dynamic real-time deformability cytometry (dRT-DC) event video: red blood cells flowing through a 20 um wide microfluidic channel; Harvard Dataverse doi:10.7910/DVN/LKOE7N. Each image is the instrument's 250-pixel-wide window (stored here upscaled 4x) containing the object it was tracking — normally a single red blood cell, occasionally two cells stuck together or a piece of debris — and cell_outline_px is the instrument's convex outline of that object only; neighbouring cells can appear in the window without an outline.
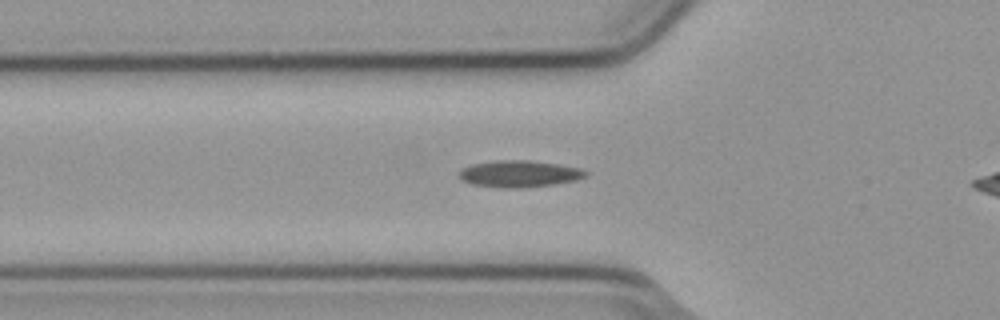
{"species": "common noctule bat (a hibernating species)", "species_latin": "Nyctalus noctula", "temperature_condition": "cold", "stored_images_in_passage": 31, "camera_frame_rate_fps": 3000, "um_per_image_px": 0.085, "animal": {"sex": "male", "body_mass_g": 23.1, "forearm_length_mm": 52.7}, "frame": {"image": 1, "passage_image": 2, "time_ms": 0.333, "image_size_px": [1000, 320], "cell_outline_px": [[588, 176], [576, 180], [552, 184], [524, 188], [504, 188], [472, 184], [464, 180], [456, 172], [460, 168], [472, 164], [496, 160], [528, 160], [556, 164], [580, 168], [588, 172]], "centroid_in_image_um": [44.12, 14.77], "position_along_channel_um": 81.7, "area_um2": 19.71}}
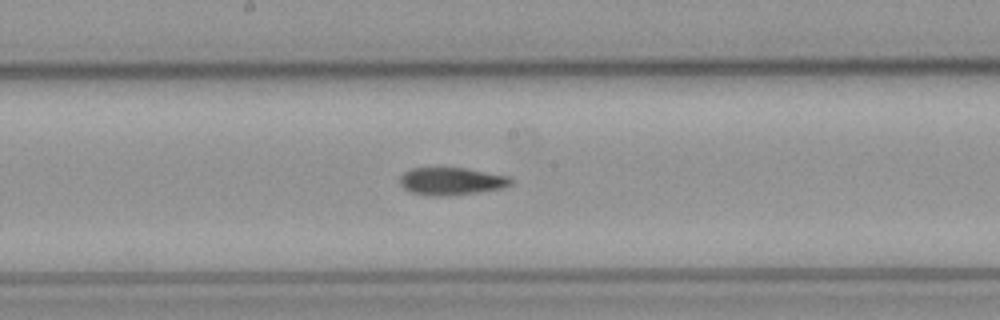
{"frame": {"image": 2, "passage_image": 12, "time_ms": 3.667, "image_size_px": [1000, 320], "cell_outline_px": [[512, 184], [504, 188], [448, 196], [432, 196], [412, 192], [404, 188], [400, 184], [400, 176], [404, 172], [412, 168], [464, 168], [508, 176], [512, 180]], "centroid_in_image_um": [38.36, 15.41], "position_along_channel_um": 209.8, "area_um2": 17.69}}
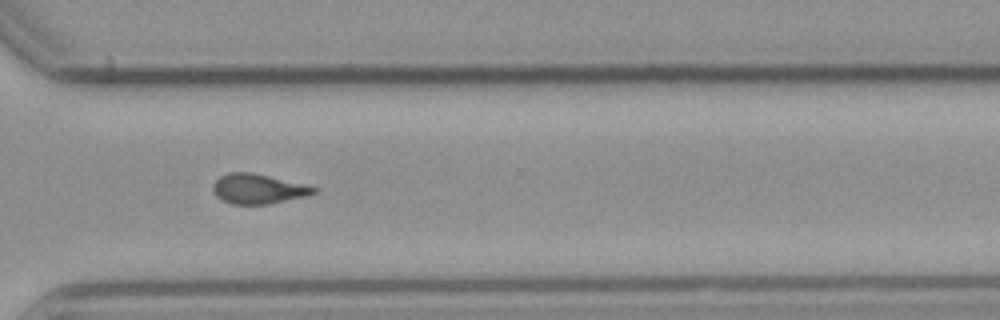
{"frame": {"image": 3, "passage_image": 23, "time_ms": 7.333, "image_size_px": [1000, 320], "cell_outline_px": [[320, 188], [316, 192], [304, 196], [268, 204], [232, 204], [216, 196], [212, 188], [212, 184], [220, 176], [228, 172], [248, 172], [308, 184]], "centroid_in_image_um": [21.95, 16.04], "position_along_channel_um": 348.6, "area_um2": 17.46}}